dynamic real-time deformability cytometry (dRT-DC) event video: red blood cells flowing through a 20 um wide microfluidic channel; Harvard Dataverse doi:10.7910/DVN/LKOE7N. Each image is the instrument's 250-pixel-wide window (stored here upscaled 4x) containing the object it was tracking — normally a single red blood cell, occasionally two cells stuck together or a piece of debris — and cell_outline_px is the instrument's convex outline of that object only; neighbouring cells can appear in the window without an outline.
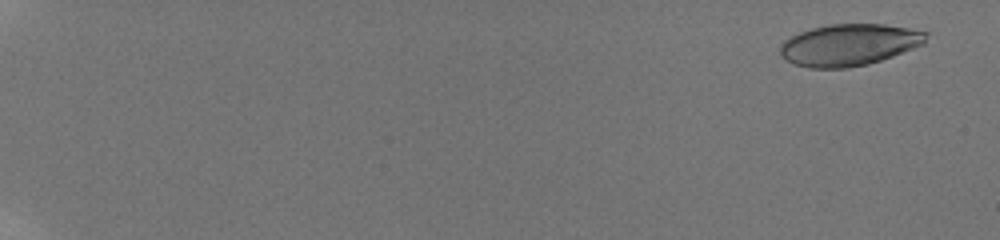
{"species": "human", "species_latin": "Homo sapiens", "temperature_condition": "room temperature", "stored_images_in_passage": 52, "camera_frame_rate_fps": 3000, "um_per_image_px": 0.085, "donor": {"sex": "male"}, "frame": {"image": 1, "passage_image": 1, "time_ms": 0.0, "image_size_px": [1000, 240], "cell_outline_px": [[928, 36], [924, 44], [892, 56], [868, 64], [848, 68], [808, 68], [792, 64], [784, 60], [780, 56], [780, 44], [784, 40], [800, 32], [812, 28], [828, 24], [884, 24], [908, 28], [928, 32]], "centroid_in_image_um": [72.14, 3.82], "position_along_channel_um": 12.9, "area_um2": 35.66}}
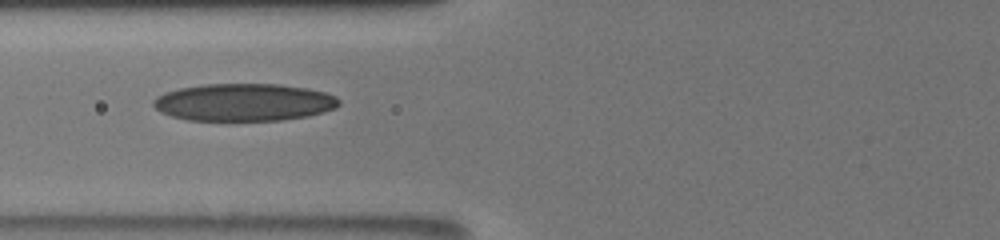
{"frame": {"image": 2, "passage_image": 27, "time_ms": 8.333, "image_size_px": [1000, 240], "cell_outline_px": [[340, 104], [336, 108], [324, 112], [308, 116], [280, 120], [188, 120], [172, 116], [160, 112], [152, 104], [152, 100], [156, 96], [164, 92], [180, 88], [204, 84], [280, 84], [308, 88], [324, 92], [336, 96], [340, 100]], "centroid_in_image_um": [20.74, 8.69], "position_along_channel_um": 105.1, "area_um2": 40.69}}
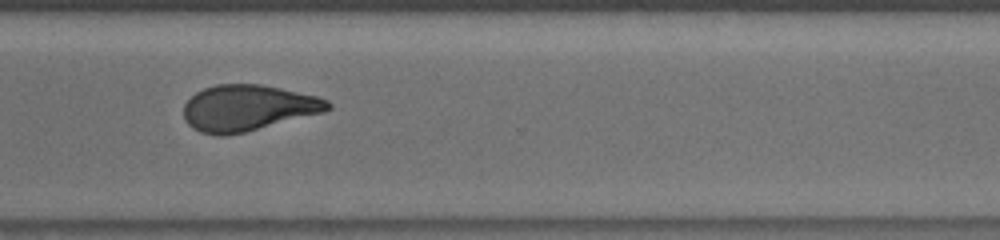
{"frame": {"image": 3, "passage_image": 51, "time_ms": 14.667, "image_size_px": [1000, 240], "cell_outline_px": [[332, 108], [324, 112], [244, 132], [224, 136], [220, 136], [200, 132], [192, 128], [188, 124], [184, 116], [184, 104], [196, 92], [204, 88], [216, 84], [260, 84], [280, 88], [316, 96], [328, 100], [332, 104]], "centroid_in_image_um": [21.06, 9.17], "position_along_channel_um": 349.5, "area_um2": 38.49}}